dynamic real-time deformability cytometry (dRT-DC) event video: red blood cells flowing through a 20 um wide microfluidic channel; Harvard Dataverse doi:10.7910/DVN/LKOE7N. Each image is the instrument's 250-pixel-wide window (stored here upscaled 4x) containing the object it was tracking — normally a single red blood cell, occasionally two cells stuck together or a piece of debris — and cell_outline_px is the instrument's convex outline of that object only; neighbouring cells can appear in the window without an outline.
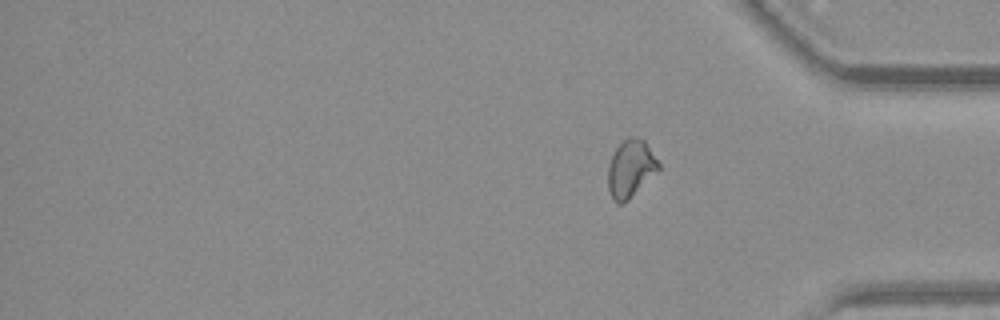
{"species": "common noctule bat (a hibernating species)", "species_latin": "Nyctalus noctula", "temperature_condition": "warm", "stored_images_in_passage": 39, "camera_frame_rate_fps": 3000, "um_per_image_px": 0.085, "animal": {"sex": "female", "body_mass_g": 19.3, "forearm_length_mm": 54.1}, "frame": {"image": 1, "passage_image": 39, "time_ms": 12.667, "image_size_px": [1000, 320], "cell_outline_px": [[660, 168], [628, 200], [620, 204], [616, 204], [612, 200], [608, 188], [608, 164], [616, 148], [628, 136], [632, 136], [644, 140], [660, 164]], "centroid_in_image_um": [53.58, 14.34], "position_along_channel_um": 381.6, "area_um2": 16.76}}